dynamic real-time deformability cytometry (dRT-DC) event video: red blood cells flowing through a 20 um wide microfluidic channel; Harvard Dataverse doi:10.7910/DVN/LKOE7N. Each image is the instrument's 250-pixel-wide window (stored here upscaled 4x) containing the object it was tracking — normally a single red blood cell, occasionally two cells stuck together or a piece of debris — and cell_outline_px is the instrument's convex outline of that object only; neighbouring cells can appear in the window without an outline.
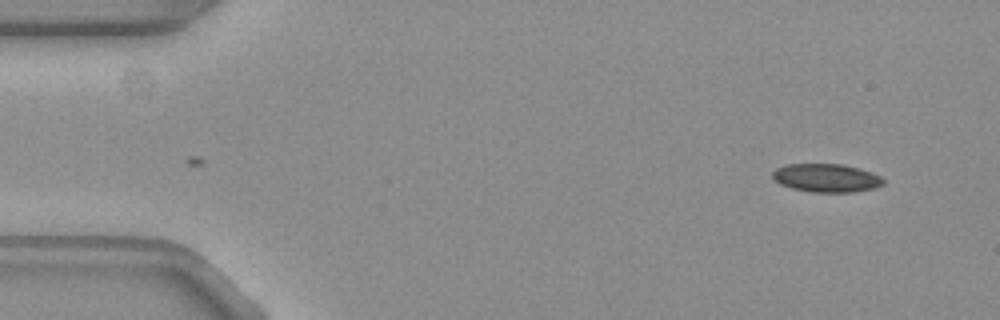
{"species": "common noctule bat (a hibernating species)", "species_latin": "Nyctalus noctula", "temperature_condition": "warm", "stored_images_in_passage": 18, "camera_frame_rate_fps": 3000, "um_per_image_px": 0.085, "animal": {"sex": "female", "body_mass_g": 19.3, "forearm_length_mm": 54.1}, "frame": {"image": 1, "passage_image": 18, "time_ms": 5.667, "image_size_px": [1000, 320], "cell_outline_px": [[884, 184], [872, 188], [852, 192], [812, 192], [792, 188], [780, 184], [772, 180], [772, 172], [776, 168], [788, 164], [840, 164], [872, 172], [880, 176], [884, 180]], "centroid_in_image_um": [70.2, 15.12], "position_along_channel_um": 14.8, "area_um2": 18.21}}